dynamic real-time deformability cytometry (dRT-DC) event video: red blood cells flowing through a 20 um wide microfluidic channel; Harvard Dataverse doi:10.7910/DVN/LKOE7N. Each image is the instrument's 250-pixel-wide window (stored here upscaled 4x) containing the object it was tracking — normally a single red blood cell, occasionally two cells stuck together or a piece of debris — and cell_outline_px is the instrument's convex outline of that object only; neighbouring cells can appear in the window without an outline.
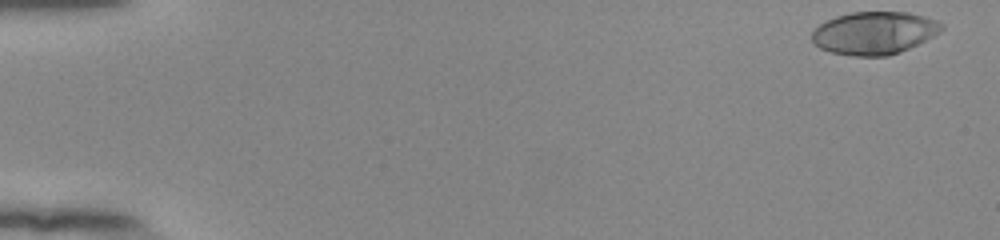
{"species": "human", "species_latin": "Homo sapiens", "temperature_condition": "room temperature", "stored_images_in_passage": 53, "camera_frame_rate_fps": 3000, "um_per_image_px": 0.085, "donor": {"sex": "female"}, "frame": {"image": 1, "passage_image": 1, "time_ms": 0.0, "image_size_px": [1000, 240], "cell_outline_px": [[944, 28], [940, 32], [900, 52], [888, 56], [852, 56], [832, 52], [820, 48], [812, 40], [812, 32], [820, 24], [836, 16], [852, 12], [908, 12], [924, 16], [936, 20], [944, 24]], "centroid_in_image_um": [74.32, 2.8], "position_along_channel_um": 10.7, "area_um2": 32.08}}
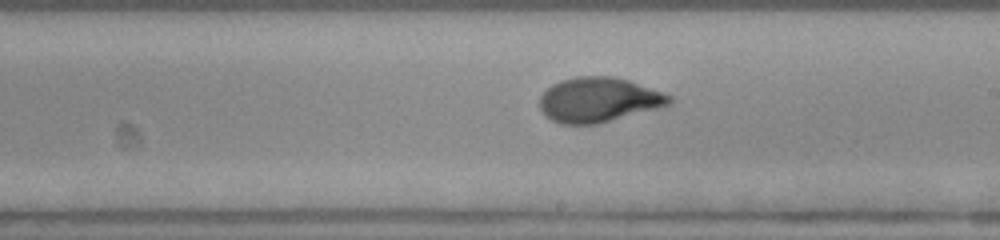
{"frame": {"image": 2, "passage_image": 31, "time_ms": 10.0, "image_size_px": [1000, 240], "cell_outline_px": [[672, 104], [600, 124], [560, 124], [552, 120], [540, 108], [540, 96], [552, 84], [560, 80], [576, 76], [612, 76], [628, 80], [664, 92], [672, 96]], "centroid_in_image_um": [50.91, 8.48], "position_along_channel_um": 238.1, "area_um2": 33.93}}
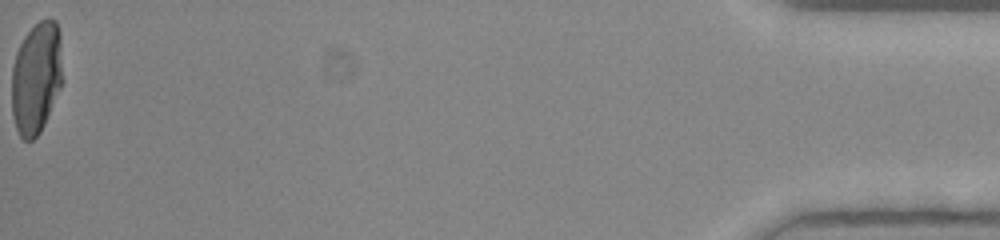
{"frame": {"image": 3, "passage_image": 53, "time_ms": 17.333, "image_size_px": [1000, 240], "cell_outline_px": [[64, 80], [44, 124], [40, 132], [32, 140], [24, 140], [20, 136], [16, 128], [12, 116], [12, 68], [16, 52], [24, 36], [40, 20], [48, 16], [56, 20], [60, 32]], "centroid_in_image_um": [3.11, 6.58], "position_along_channel_um": 432.1, "area_um2": 33.76}, "authors_computed_cell_mechanics": {"area_um2": 32.8304, "velocity_mm_per_s": 3.9015, "shape_relaxation_time_tau1_ms": 4.9953, "shape_relaxation_time_tau2_ms": null, "deformation_change_tau1": 0.2279, "deformation_change_tau2": null}}